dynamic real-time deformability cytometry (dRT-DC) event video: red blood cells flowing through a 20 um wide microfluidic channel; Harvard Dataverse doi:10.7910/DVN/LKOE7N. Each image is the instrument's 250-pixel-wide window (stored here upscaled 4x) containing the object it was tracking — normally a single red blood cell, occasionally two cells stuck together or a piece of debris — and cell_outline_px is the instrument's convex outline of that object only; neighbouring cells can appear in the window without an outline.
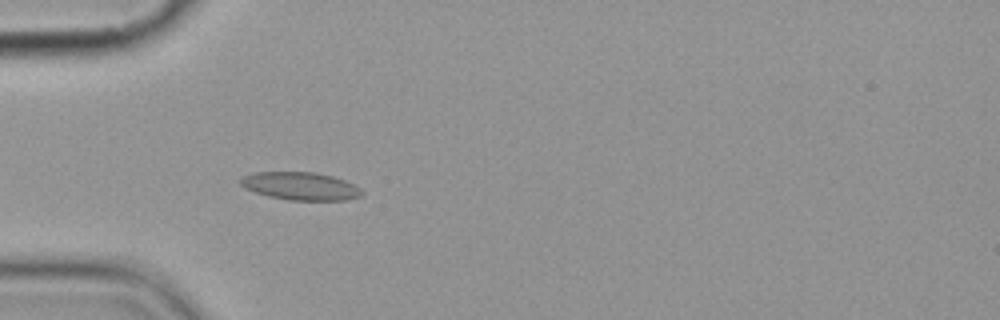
{"species": "common noctule bat (a hibernating species)", "species_latin": "Nyctalus noctula", "temperature_condition": "cold", "stored_images_in_passage": 5, "camera_frame_rate_fps": 3000, "um_per_image_px": 0.085, "animal": {"sex": "female", "body_mass_g": 19.9}, "frame": {"image": 1, "passage_image": 5, "time_ms": 5.667, "image_size_px": [1000, 320], "cell_outline_px": [[364, 192], [360, 196], [344, 200], [288, 200], [268, 196], [244, 188], [240, 184], [240, 180], [244, 176], [256, 172], [312, 172], [332, 176], [344, 180], [360, 188]], "centroid_in_image_um": [25.53, 15.82], "position_along_channel_um": 59.5, "area_um2": 19.54}}